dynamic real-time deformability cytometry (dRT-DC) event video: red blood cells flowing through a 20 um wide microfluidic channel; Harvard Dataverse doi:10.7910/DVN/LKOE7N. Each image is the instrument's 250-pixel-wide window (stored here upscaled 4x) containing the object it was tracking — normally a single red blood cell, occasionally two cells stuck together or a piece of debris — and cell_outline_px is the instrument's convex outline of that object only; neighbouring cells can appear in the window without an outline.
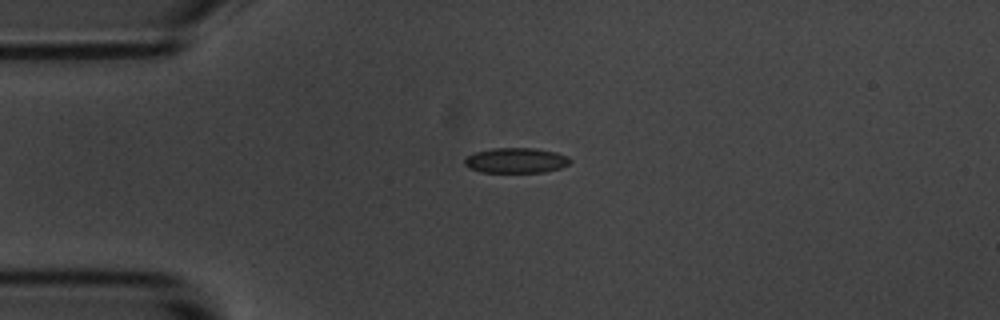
{"species": "common noctule bat (a hibernating species)", "species_latin": "Nyctalus noctula", "temperature_condition": "room temperature", "stored_images_in_passage": 7, "camera_frame_rate_fps": 3000, "um_per_image_px": 0.085, "animal": {"sex": "male", "body_mass_g": 20.1, "forearm_length_mm": 53.5}, "frame": {"image": 1, "passage_image": 1, "time_ms": 0.0, "image_size_px": [1000, 320], "cell_outline_px": [[572, 160], [568, 164], [560, 168], [544, 172], [480, 172], [468, 168], [464, 164], [464, 160], [468, 156], [476, 152], [492, 148], [536, 148], [556, 152], [568, 156]], "centroid_in_image_um": [43.86, 13.63], "position_along_channel_um": 41.1, "area_um2": 15.55}}
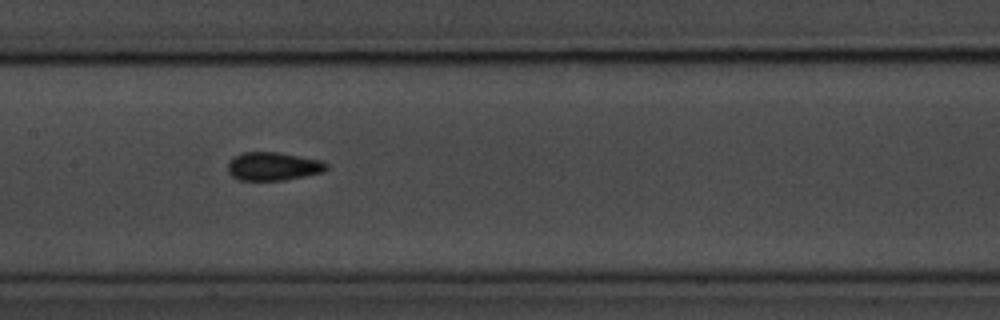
{"frame": {"image": 2, "passage_image": 5, "time_ms": 4.667, "image_size_px": [1000, 320], "cell_outline_px": [[328, 168], [324, 172], [284, 180], [240, 180], [232, 176], [228, 172], [228, 160], [232, 156], [240, 152], [280, 152], [320, 160], [328, 164]], "centroid_in_image_um": [23.19, 14.12], "position_along_channel_um": 184.2, "area_um2": 16.47}}
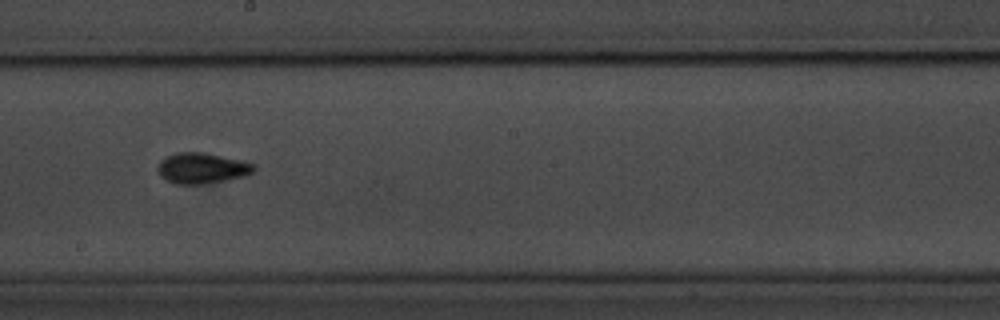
{"frame": {"image": 3, "passage_image": 6, "time_ms": 6.0, "image_size_px": [1000, 320], "cell_outline_px": [[256, 168], [252, 172], [244, 176], [224, 180], [200, 184], [176, 184], [160, 176], [156, 168], [160, 160], [176, 152], [204, 152], [244, 160], [256, 164]], "centroid_in_image_um": [17.17, 14.27], "position_along_channel_um": 231.0, "area_um2": 17.28}}